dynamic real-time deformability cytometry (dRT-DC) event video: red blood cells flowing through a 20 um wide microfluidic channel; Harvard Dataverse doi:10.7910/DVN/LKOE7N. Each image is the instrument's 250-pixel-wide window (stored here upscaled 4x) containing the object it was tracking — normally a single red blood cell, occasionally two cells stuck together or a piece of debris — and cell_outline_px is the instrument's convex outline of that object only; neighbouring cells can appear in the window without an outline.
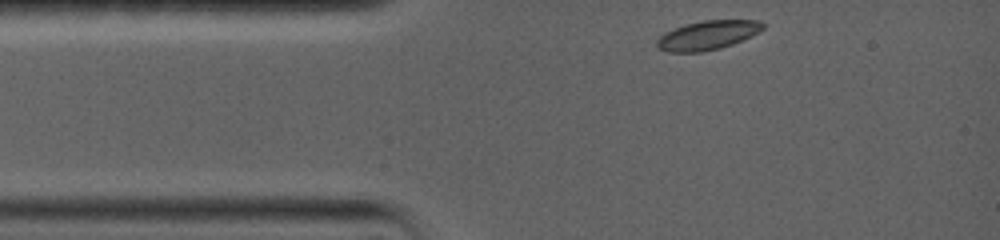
{"species": "common noctule bat (a hibernating species)", "species_latin": "Nyctalus noctula", "temperature_condition": "warm", "stored_images_in_passage": 30, "camera_frame_rate_fps": 5000, "um_per_image_px": 0.085, "animal": {"sex": "female", "body_mass_g": 19.0, "forearm_length_mm": 56.7}, "frame": {"image": 1, "passage_image": 1, "time_ms": 0.0, "image_size_px": [1000, 240], "cell_outline_px": [[764, 28], [760, 32], [752, 36], [732, 44], [720, 48], [700, 52], [668, 52], [656, 48], [656, 40], [664, 32], [684, 24], [704, 20], [760, 20], [764, 24]], "centroid_in_image_um": [60.13, 2.99], "position_along_channel_um": 24.9, "area_um2": 18.15}}
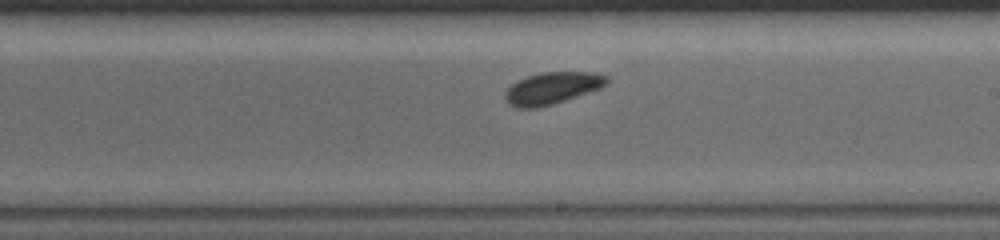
{"frame": {"image": 2, "passage_image": 18, "time_ms": 6.6, "image_size_px": [1000, 240], "cell_outline_px": [[608, 84], [600, 88], [552, 104], [536, 108], [516, 108], [508, 104], [504, 100], [504, 92], [516, 80], [540, 72], [596, 72], [608, 76]], "centroid_in_image_um": [46.9, 7.48], "position_along_channel_um": 242.1, "area_um2": 19.02}}
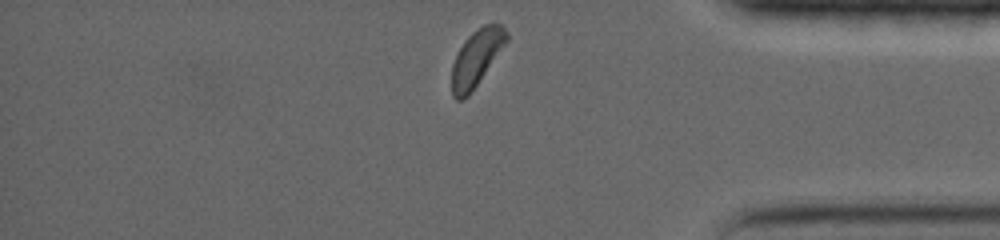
{"frame": {"image": 3, "passage_image": 30, "time_ms": 11.2, "image_size_px": [1000, 240], "cell_outline_px": [[508, 40], [468, 96], [460, 100], [456, 100], [452, 96], [452, 64], [464, 40], [472, 32], [484, 24], [500, 24], [508, 32]], "centroid_in_image_um": [40.49, 4.92], "position_along_channel_um": 394.7, "area_um2": 17.63}, "authors_computed_cell_mechanics": {"area_um2": 18.6116, "velocity_mm_per_s": 3.6908, "shape_relaxation_time_tau1_ms": 1.2621, "shape_relaxation_time_tau2_ms": 3.1784, "deformation_change_tau1": 0.0478, "deformation_change_tau2": 0.06}}